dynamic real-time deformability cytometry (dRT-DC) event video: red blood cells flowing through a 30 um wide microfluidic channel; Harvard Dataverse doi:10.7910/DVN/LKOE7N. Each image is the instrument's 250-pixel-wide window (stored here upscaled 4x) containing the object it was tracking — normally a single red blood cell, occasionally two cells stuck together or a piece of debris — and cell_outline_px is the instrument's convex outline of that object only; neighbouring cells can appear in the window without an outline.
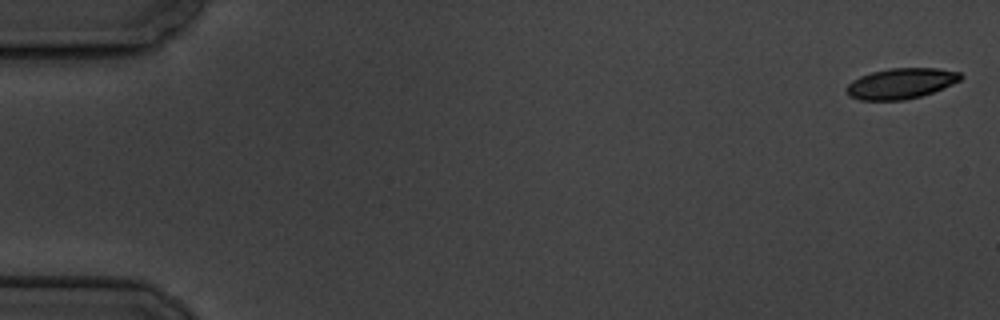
{"species": "common noctule bat (a hibernating species)", "species_latin": "Nyctalus noctula", "temperature_condition": "cold", "stored_images_in_passage": 6, "camera_frame_rate_fps": 3000, "um_per_image_px": 0.085, "animal": {"sex": "male", "body_mass_g": 19.5, "forearm_length_mm": 54.6}, "frame": {"image": 1, "passage_image": 1, "time_ms": 0.0, "image_size_px": [1000, 320], "cell_outline_px": [[964, 76], [960, 80], [944, 88], [920, 96], [904, 100], [860, 100], [848, 96], [844, 92], [844, 88], [852, 80], [860, 76], [872, 72], [888, 68], [936, 68], [960, 72]], "centroid_in_image_um": [76.54, 7.09], "position_along_channel_um": 8.5, "area_um2": 20.52}}
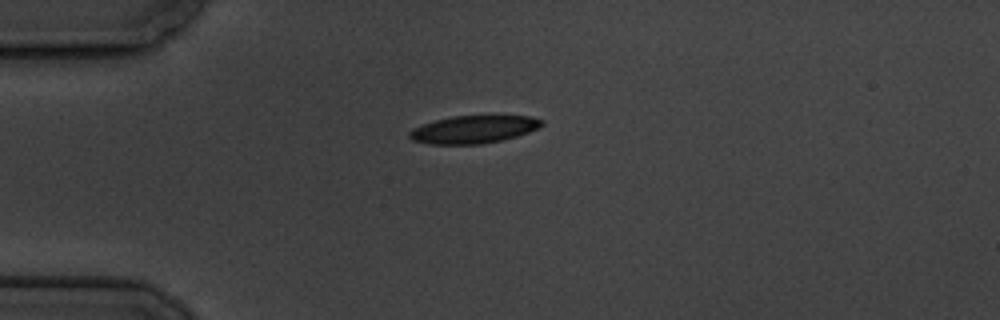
{"frame": {"image": 2, "passage_image": 5, "time_ms": 4.667, "image_size_px": [1000, 320], "cell_outline_px": [[544, 124], [528, 132], [516, 136], [500, 140], [480, 144], [428, 144], [412, 140], [408, 136], [408, 132], [424, 124], [436, 120], [452, 116], [532, 116], [544, 120]], "centroid_in_image_um": [40.26, 11.0], "position_along_channel_um": 44.7, "area_um2": 21.1}}